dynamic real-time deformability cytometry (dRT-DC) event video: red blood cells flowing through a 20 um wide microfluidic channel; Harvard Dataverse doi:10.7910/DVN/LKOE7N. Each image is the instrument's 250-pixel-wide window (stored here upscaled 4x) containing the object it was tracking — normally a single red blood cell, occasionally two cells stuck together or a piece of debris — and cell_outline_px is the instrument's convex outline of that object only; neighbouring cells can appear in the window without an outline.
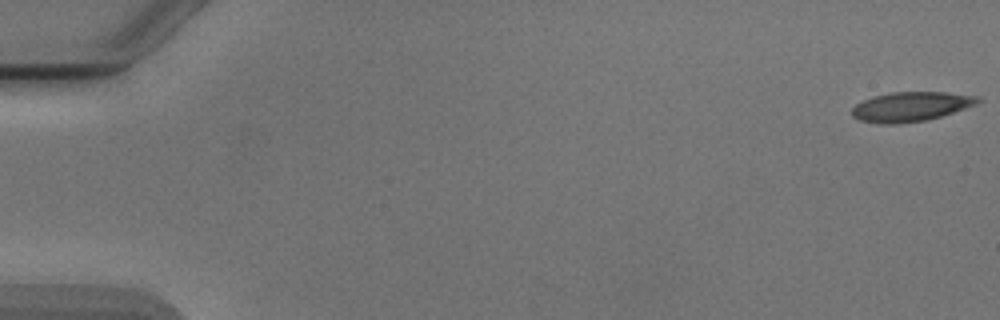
{"species": "Egyptian fruit bat (a non-hibernating species)", "species_latin": "Rousettus aegyptiacus", "temperature_condition": "cold", "stored_images_in_passage": 10, "camera_frame_rate_fps": 3000, "um_per_image_px": 0.085, "animal": {"sex": "male"}, "frame": {"image": 1, "passage_image": 1, "time_ms": 0.0, "image_size_px": [1000, 320], "cell_outline_px": [[984, 100], [976, 104], [928, 120], [896, 124], [880, 124], [860, 120], [852, 116], [852, 108], [856, 104], [872, 96], [892, 92], [948, 92], [980, 96]], "centroid_in_image_um": [77.43, 9.05], "position_along_channel_um": 7.6, "area_um2": 21.73}}